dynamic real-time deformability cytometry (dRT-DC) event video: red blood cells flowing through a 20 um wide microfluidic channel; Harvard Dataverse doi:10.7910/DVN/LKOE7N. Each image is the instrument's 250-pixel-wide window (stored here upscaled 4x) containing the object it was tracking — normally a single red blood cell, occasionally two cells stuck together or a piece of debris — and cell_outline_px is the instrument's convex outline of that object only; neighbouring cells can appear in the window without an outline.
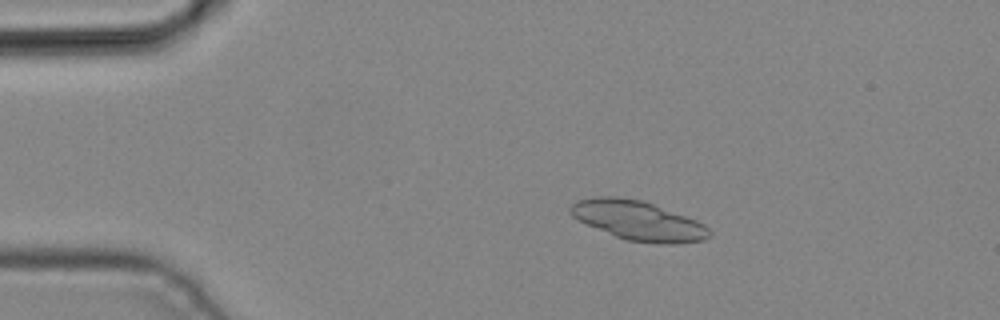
{"species": "common noctule bat (a hibernating species)", "species_latin": "Nyctalus noctula", "temperature_condition": "cold", "stored_images_in_passage": 4, "camera_frame_rate_fps": 3000, "um_per_image_px": 0.085, "animal": {"sex": "male", "body_mass_g": 19.2, "forearm_length_mm": 51.8}, "frame": {"image": 1, "passage_image": 3, "time_ms": 0.667, "image_size_px": [1000, 320], "cell_outline_px": [[712, 236], [704, 240], [672, 244], [660, 244], [624, 240], [588, 224], [572, 216], [568, 212], [568, 208], [572, 204], [580, 200], [596, 196], [616, 196], [644, 200], [696, 220], [704, 224], [712, 232]], "centroid_in_image_um": [54.27, 18.75], "position_along_channel_um": 30.7, "area_um2": 31.96}}